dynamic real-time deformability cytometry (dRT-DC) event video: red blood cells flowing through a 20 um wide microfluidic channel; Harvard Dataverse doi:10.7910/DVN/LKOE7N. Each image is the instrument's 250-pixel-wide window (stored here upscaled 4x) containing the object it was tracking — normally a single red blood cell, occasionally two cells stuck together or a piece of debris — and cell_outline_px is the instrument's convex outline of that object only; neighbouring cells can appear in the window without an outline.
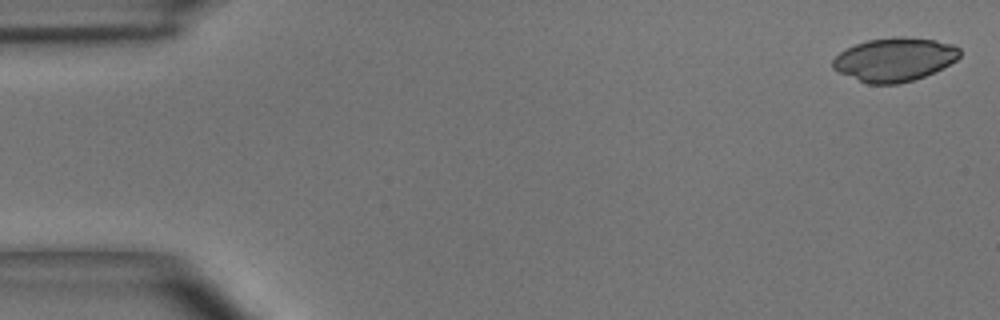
{"species": "common noctule bat (a hibernating species)", "species_latin": "Nyctalus noctula", "temperature_condition": "room temperature", "stored_images_in_passage": 48, "camera_frame_rate_fps": 3000, "um_per_image_px": 0.085, "animal": {"sex": "male", "body_mass_g": 15.6}, "frame": {"image": 1, "passage_image": 1, "time_ms": 0.0, "image_size_px": [1000, 320], "cell_outline_px": [[960, 56], [956, 60], [924, 76], [900, 84], [868, 84], [840, 72], [832, 68], [832, 60], [840, 52], [856, 44], [868, 40], [936, 40], [952, 44], [960, 48]], "centroid_in_image_um": [76.01, 5.11], "position_along_channel_um": 9.0, "area_um2": 30.92}}